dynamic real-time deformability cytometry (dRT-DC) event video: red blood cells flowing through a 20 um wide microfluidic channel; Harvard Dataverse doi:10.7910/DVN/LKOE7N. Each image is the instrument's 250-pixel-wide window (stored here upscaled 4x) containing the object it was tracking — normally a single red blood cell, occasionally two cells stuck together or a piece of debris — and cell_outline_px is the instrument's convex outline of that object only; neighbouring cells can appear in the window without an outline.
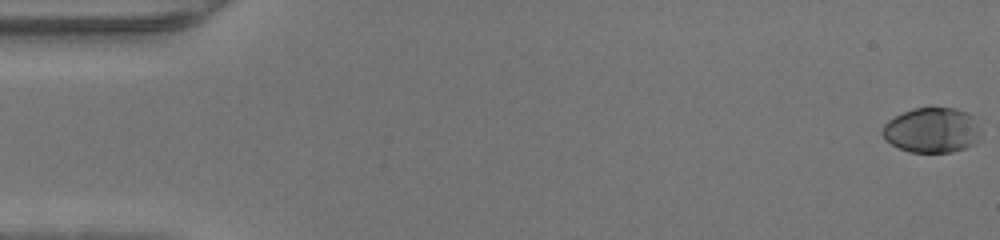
{"species": "human", "species_latin": "Homo sapiens", "temperature_condition": "warm", "stored_images_in_passage": 48, "camera_frame_rate_fps": 3000, "um_per_image_px": 0.085, "donor": {"sex": "male"}, "frame": {"image": 1, "passage_image": 1, "time_ms": 0.0, "image_size_px": [1000, 240], "cell_outline_px": [[976, 144], [952, 152], [908, 152], [884, 140], [880, 132], [884, 124], [888, 120], [912, 108], [956, 108], [968, 112], [972, 116], [976, 124]], "centroid_in_image_um": [79.14, 11.07], "position_along_channel_um": 5.9, "area_um2": 25.61}}
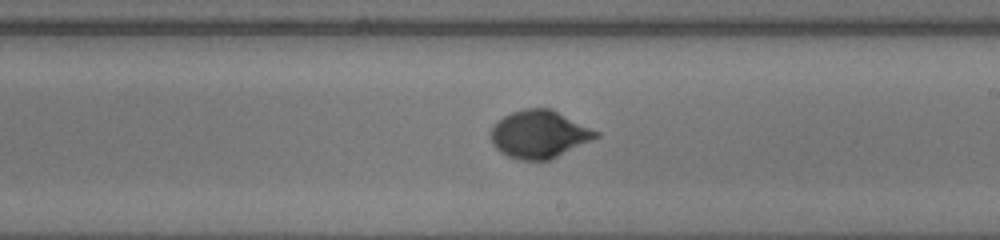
{"frame": {"image": 2, "passage_image": 28, "time_ms": 9.0, "image_size_px": [1000, 240], "cell_outline_px": [[600, 136], [548, 160], [520, 160], [508, 156], [500, 152], [496, 148], [492, 140], [492, 128], [504, 116], [512, 112], [524, 108], [552, 108], [600, 132]], "centroid_in_image_um": [45.86, 11.4], "position_along_channel_um": 243.1, "area_um2": 28.9}}
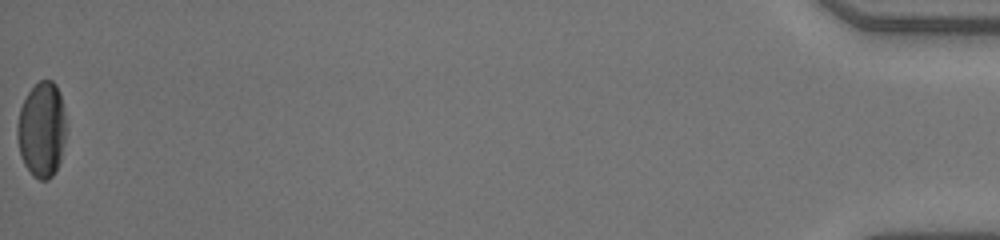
{"frame": {"image": 3, "passage_image": 48, "time_ms": 15.667, "image_size_px": [1000, 240], "cell_outline_px": [[64, 140], [60, 160], [52, 176], [48, 180], [40, 180], [32, 176], [24, 164], [20, 156], [16, 136], [16, 128], [20, 108], [28, 92], [40, 80], [52, 80], [56, 84], [60, 92], [64, 116]], "centroid_in_image_um": [3.51, 11.03], "position_along_channel_um": 431.7, "area_um2": 27.05}}